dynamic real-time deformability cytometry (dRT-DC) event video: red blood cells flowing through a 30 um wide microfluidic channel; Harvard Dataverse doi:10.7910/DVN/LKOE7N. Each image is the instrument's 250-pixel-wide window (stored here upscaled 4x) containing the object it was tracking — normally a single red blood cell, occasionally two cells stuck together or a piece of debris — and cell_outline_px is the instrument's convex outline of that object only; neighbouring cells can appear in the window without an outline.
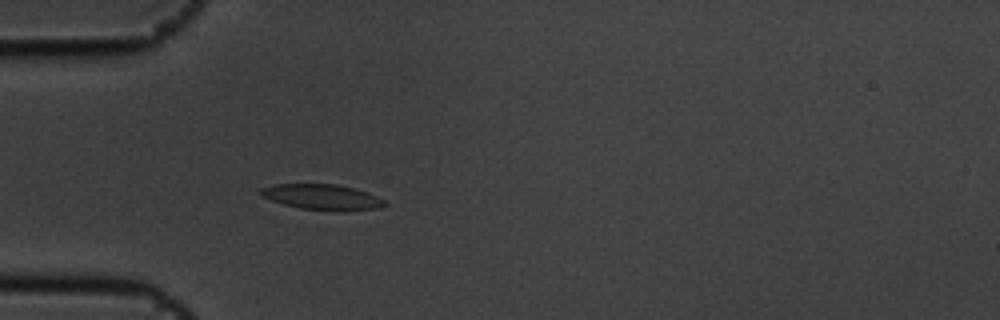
{"species": "common noctule bat (a hibernating species)", "species_latin": "Nyctalus noctula", "temperature_condition": "cold", "stored_images_in_passage": 4, "camera_frame_rate_fps": 3000, "um_per_image_px": 0.085, "animal": {"sex": "male", "body_mass_g": 19.5, "forearm_length_mm": 54.6}, "frame": {"image": 1, "passage_image": 4, "time_ms": 1.0, "image_size_px": [1000, 320], "cell_outline_px": [[388, 204], [376, 208], [344, 212], [336, 212], [300, 208], [284, 204], [260, 196], [260, 188], [272, 184], [336, 184], [356, 188], [368, 192], [384, 200]], "centroid_in_image_um": [27.39, 16.75], "position_along_channel_um": 57.6, "area_um2": 18.73}}